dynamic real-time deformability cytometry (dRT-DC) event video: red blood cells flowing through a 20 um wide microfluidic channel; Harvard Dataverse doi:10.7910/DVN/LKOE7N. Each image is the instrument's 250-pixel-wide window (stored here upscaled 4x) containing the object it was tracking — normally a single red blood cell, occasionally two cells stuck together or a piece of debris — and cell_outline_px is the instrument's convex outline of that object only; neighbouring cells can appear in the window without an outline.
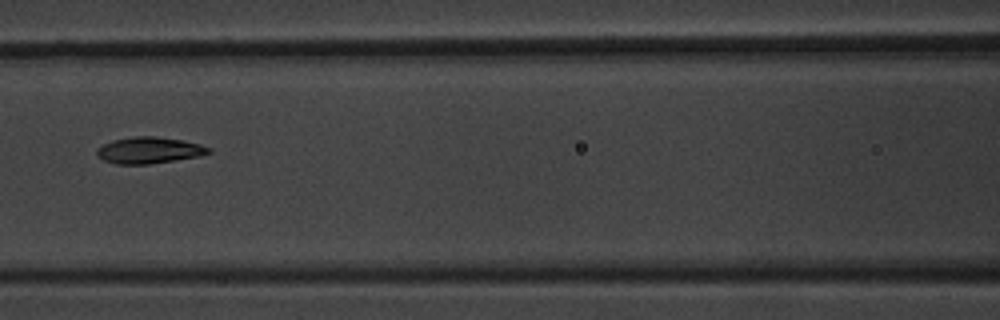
{"species": "common noctule bat (a hibernating species)", "species_latin": "Nyctalus noctula", "temperature_condition": "warm", "stored_images_in_passage": 7, "camera_frame_rate_fps": 3000, "um_per_image_px": 0.085, "animal": {"sex": "male", "body_mass_g": 20.1, "forearm_length_mm": 53.5}, "frame": {"image": 1, "passage_image": 4, "time_ms": 3.667, "image_size_px": [1000, 320], "cell_outline_px": [[212, 152], [200, 156], [176, 160], [148, 164], [116, 164], [104, 160], [96, 156], [96, 148], [112, 140], [132, 136], [156, 136], [184, 140], [200, 144], [212, 148]], "centroid_in_image_um": [12.68, 12.76], "position_along_channel_um": 153.9, "area_um2": 17.46}}
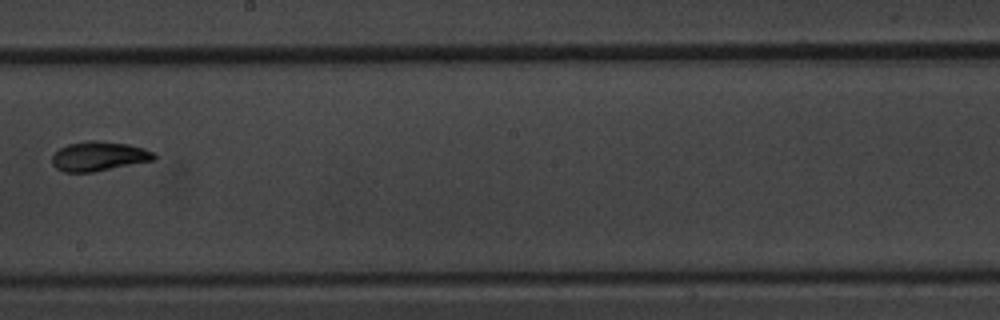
{"frame": {"image": 2, "passage_image": 6, "time_ms": 6.0, "image_size_px": [1000, 320], "cell_outline_px": [[156, 160], [92, 172], [64, 172], [56, 168], [52, 164], [52, 156], [60, 148], [68, 144], [88, 140], [96, 140], [128, 144], [144, 148], [152, 152], [156, 156]], "centroid_in_image_um": [8.4, 13.28], "position_along_channel_um": 239.8, "area_um2": 17.51}}
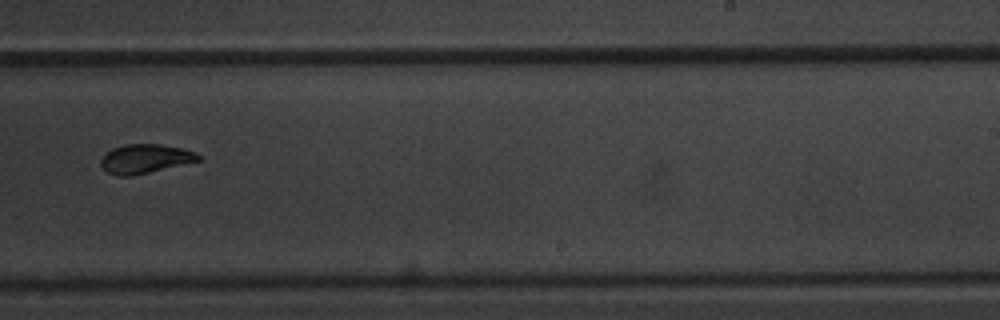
{"frame": {"image": 3, "passage_image": 7, "time_ms": 7.0, "image_size_px": [1000, 320], "cell_outline_px": [[204, 160], [132, 176], [116, 176], [108, 172], [100, 164], [100, 160], [112, 148], [124, 144], [160, 144], [180, 148], [196, 152]], "centroid_in_image_um": [12.37, 13.5], "position_along_channel_um": 276.6, "area_um2": 16.59}}